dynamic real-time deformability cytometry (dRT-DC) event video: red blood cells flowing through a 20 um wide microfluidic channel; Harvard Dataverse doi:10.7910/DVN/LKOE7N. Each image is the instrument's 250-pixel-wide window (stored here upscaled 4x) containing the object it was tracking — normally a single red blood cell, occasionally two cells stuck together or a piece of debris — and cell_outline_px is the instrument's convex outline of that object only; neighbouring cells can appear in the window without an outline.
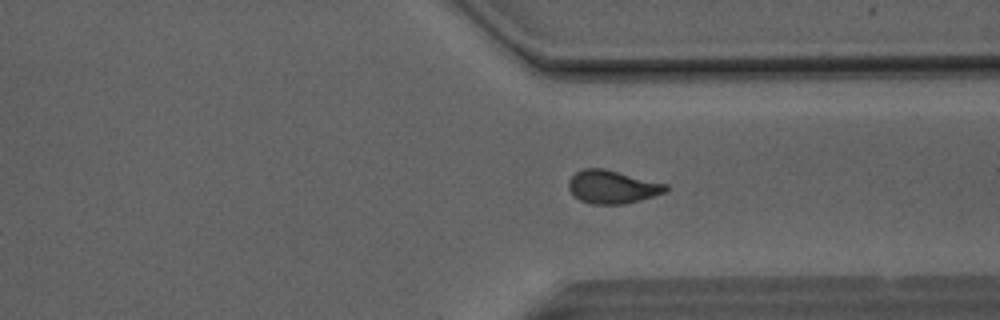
{"species": "Egyptian fruit bat (a non-hibernating species)", "species_latin": "Rousettus aegyptiacus", "temperature_condition": "room temperature", "stored_images_in_passage": 49, "camera_frame_rate_fps": 3000, "um_per_image_px": 0.085, "animal": {"sex": "male"}, "frame": {"image": 1, "passage_image": 37, "time_ms": 12.0, "image_size_px": [1000, 320], "cell_outline_px": [[668, 192], [640, 200], [624, 204], [592, 204], [580, 200], [568, 188], [568, 180], [576, 172], [584, 168], [604, 168], [668, 184]], "centroid_in_image_um": [52.08, 15.88], "position_along_channel_um": 359.3, "area_um2": 18.84}}
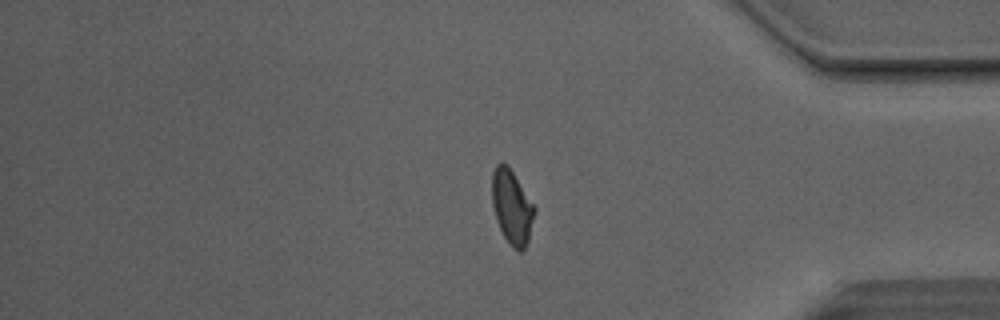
{"frame": {"image": 2, "passage_image": 41, "time_ms": 13.333, "image_size_px": [1000, 320], "cell_outline_px": [[536, 212], [528, 240], [524, 248], [520, 252], [512, 248], [508, 244], [496, 220], [492, 204], [492, 172], [496, 164], [508, 164], [536, 208]], "centroid_in_image_um": [43.51, 17.6], "position_along_channel_um": 391.7, "area_um2": 18.44}}
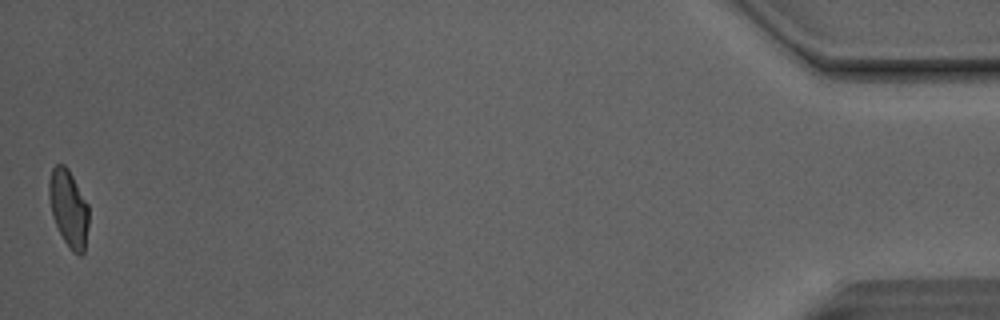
{"frame": {"image": 3, "passage_image": 49, "time_ms": 16.0, "image_size_px": [1000, 320], "cell_outline_px": [[88, 224], [84, 252], [80, 256], [72, 252], [64, 240], [52, 216], [48, 196], [48, 180], [52, 168], [56, 164], [64, 164], [68, 168], [88, 204]], "centroid_in_image_um": [5.82, 17.69], "position_along_channel_um": 429.4, "area_um2": 17.86}, "authors_computed_cell_mechanics": {"area_um2": 18.8428, "velocity_mm_per_s": 4.1509, "shape_relaxation_time_tau1_ms": 7.9202, "shape_relaxation_time_tau2_ms": 1.2483, "deformation_change_tau1": 0.1803, "deformation_change_tau2": 0.0623}}